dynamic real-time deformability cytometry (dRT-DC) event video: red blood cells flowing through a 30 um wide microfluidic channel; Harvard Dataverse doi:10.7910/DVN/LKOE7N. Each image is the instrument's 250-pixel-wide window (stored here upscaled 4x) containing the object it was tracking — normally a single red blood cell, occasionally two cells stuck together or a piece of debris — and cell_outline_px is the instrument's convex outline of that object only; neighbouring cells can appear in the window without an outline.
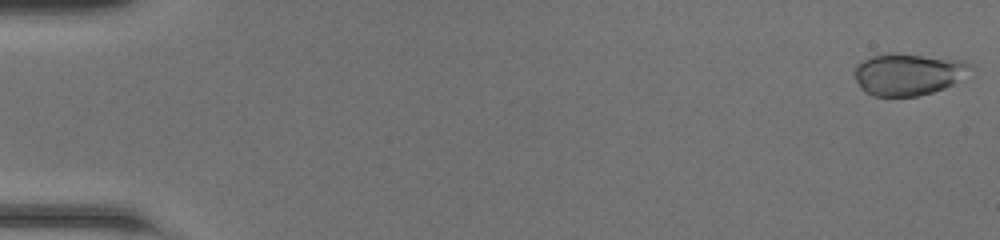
{"species": "common noctule bat (a hibernating species)", "species_latin": "Nyctalus noctula", "temperature_condition": "room temperature", "stored_images_in_passage": 49, "camera_frame_rate_fps": 3000, "um_per_image_px": 0.085, "animal": {"sex": "female", "body_mass_g": 20.0, "forearm_length_mm": 54.0}, "frame": {"image": 1, "passage_image": 1, "time_ms": 0.0, "image_size_px": [1000, 240], "cell_outline_px": [[972, 68], [952, 84], [944, 88], [932, 92], [916, 96], [872, 96], [864, 92], [860, 88], [856, 80], [856, 68], [864, 60], [872, 56], [892, 52], [964, 60]], "centroid_in_image_um": [77.17, 6.31], "position_along_channel_um": 7.8, "area_um2": 27.92}}
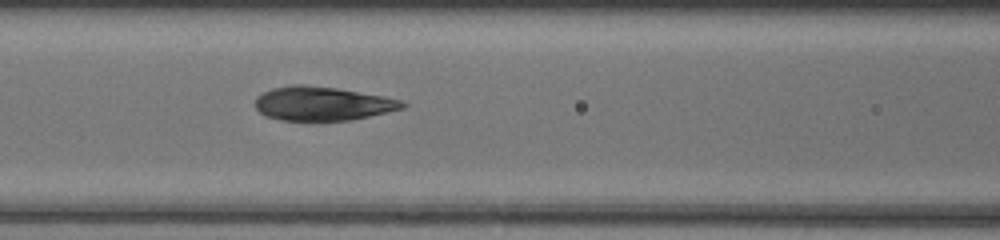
{"frame": {"image": 2, "passage_image": 22, "time_ms": 7.0, "image_size_px": [1000, 240], "cell_outline_px": [[408, 104], [404, 108], [388, 112], [352, 120], [316, 124], [280, 120], [264, 116], [256, 108], [256, 96], [272, 88], [292, 84], [304, 84], [336, 88], [384, 96], [400, 100]], "centroid_in_image_um": [27.38, 8.85], "position_along_channel_um": 139.2, "area_um2": 30.17}}
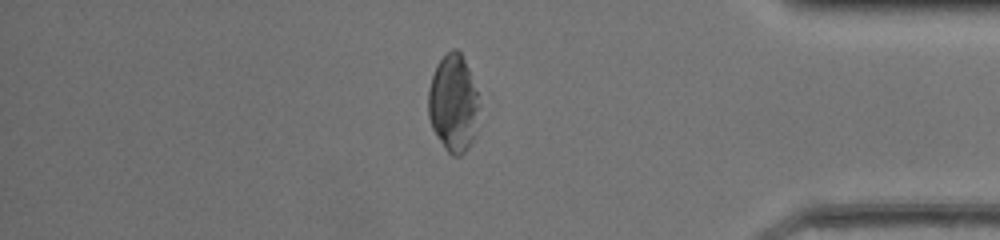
{"frame": {"image": 3, "passage_image": 42, "time_ms": 13.667, "image_size_px": [1000, 240], "cell_outline_px": [[480, 104], [472, 140], [468, 148], [460, 156], [452, 156], [444, 148], [436, 136], [432, 128], [428, 116], [428, 88], [436, 64], [452, 48], [456, 48], [460, 52], [468, 68]], "centroid_in_image_um": [38.5, 8.79], "position_along_channel_um": 396.7, "area_um2": 28.73}, "authors_computed_cell_mechanics": {"area_um2": 29.5936, "velocity_mm_per_s": 4.2734, "shape_relaxation_time_tau1_ms": 4.5628, "shape_relaxation_time_tau2_ms": 0.9541, "deformation_change_tau1": 0.1907, "deformation_change_tau2": 0.0606}}